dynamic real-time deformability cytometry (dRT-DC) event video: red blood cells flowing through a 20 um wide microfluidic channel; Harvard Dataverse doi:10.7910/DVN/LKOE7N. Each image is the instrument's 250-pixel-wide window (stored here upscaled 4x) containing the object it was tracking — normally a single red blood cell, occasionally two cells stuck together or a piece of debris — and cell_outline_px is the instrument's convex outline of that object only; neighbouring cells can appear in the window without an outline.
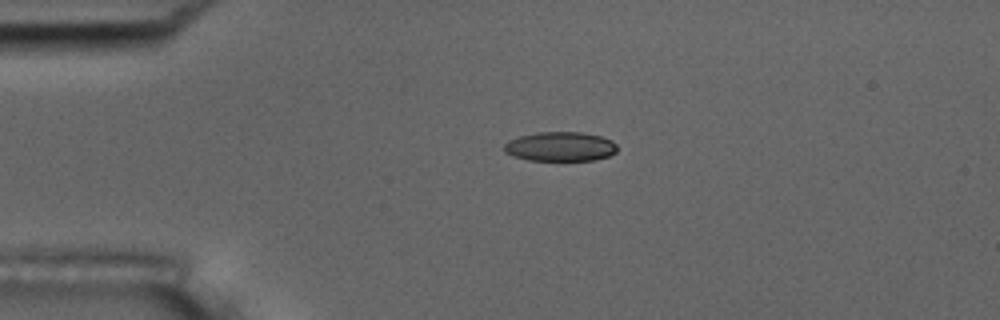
{"species": "common noctule bat (a hibernating species)", "species_latin": "Nyctalus noctula", "temperature_condition": "room temperature", "stored_images_in_passage": 43, "camera_frame_rate_fps": 3000, "um_per_image_px": 0.085, "animal": {"sex": "male", "body_mass_g": 17.5, "forearm_length_mm": 52.3}, "frame": {"image": 1, "passage_image": 1, "time_ms": 0.0, "image_size_px": [1000, 320], "cell_outline_px": [[616, 152], [608, 156], [596, 160], [528, 160], [512, 156], [504, 152], [504, 144], [508, 140], [520, 136], [536, 132], [580, 132], [600, 136], [612, 140], [616, 144]], "centroid_in_image_um": [47.6, 12.46], "position_along_channel_um": 37.4, "area_um2": 19.42}}
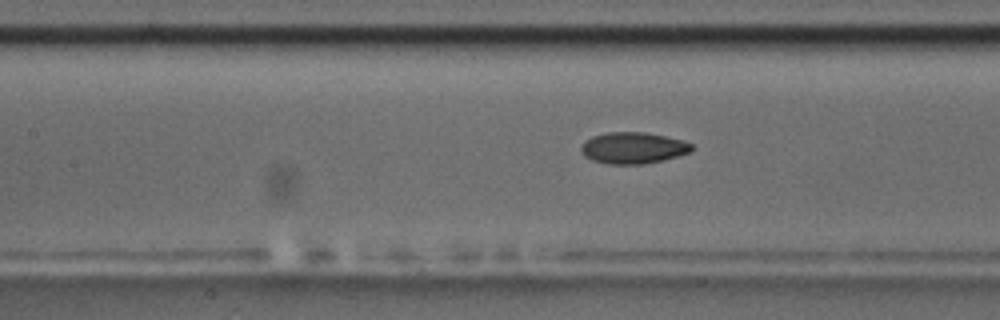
{"frame": {"image": 2, "passage_image": 13, "time_ms": 4.0, "image_size_px": [1000, 320], "cell_outline_px": [[692, 152], [664, 160], [644, 164], [608, 164], [592, 160], [584, 156], [580, 152], [580, 148], [584, 140], [592, 136], [608, 132], [644, 132], [664, 136], [680, 140], [692, 144]], "centroid_in_image_um": [53.78, 12.58], "position_along_channel_um": 153.6, "area_um2": 20.35}, "authors_computed_cell_mechanics": {"area_um2": 20.0566, "velocity_mm_per_s": 3.7329, "shape_relaxation_time_tau1_ms": 8.32, "shape_relaxation_time_tau2_ms": 2.2131, "deformation_change_tau1": 0.1814, "deformation_change_tau2": 0.0809}}